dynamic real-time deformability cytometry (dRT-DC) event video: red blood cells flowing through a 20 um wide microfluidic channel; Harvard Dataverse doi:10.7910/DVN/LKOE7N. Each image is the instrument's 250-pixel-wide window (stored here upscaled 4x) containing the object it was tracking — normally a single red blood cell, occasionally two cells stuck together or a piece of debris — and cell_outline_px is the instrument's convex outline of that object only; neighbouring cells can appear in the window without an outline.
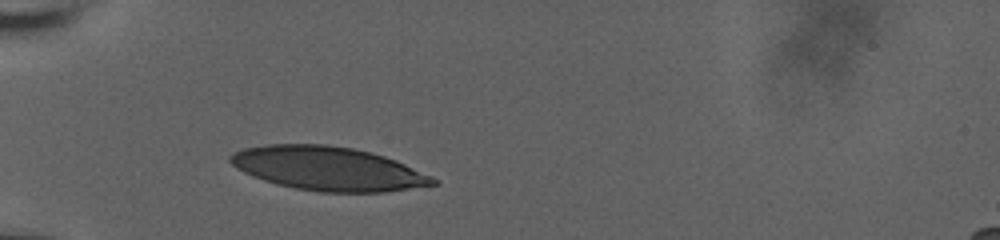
{"species": "human", "species_latin": "Homo sapiens", "temperature_condition": "room temperature", "stored_images_in_passage": 27, "camera_frame_rate_fps": 3000, "um_per_image_px": 0.085, "donor": {"sex": "male"}, "frame": {"image": 1, "passage_image": 1, "time_ms": 0.0, "image_size_px": [1000, 240], "cell_outline_px": [[440, 184], [388, 192], [320, 192], [296, 188], [276, 184], [252, 176], [236, 168], [228, 160], [228, 156], [232, 152], [244, 148], [268, 144], [328, 144], [352, 148], [372, 152], [396, 160], [432, 176], [440, 180]], "centroid_in_image_um": [27.91, 14.33], "position_along_channel_um": 57.1, "area_um2": 52.14}}
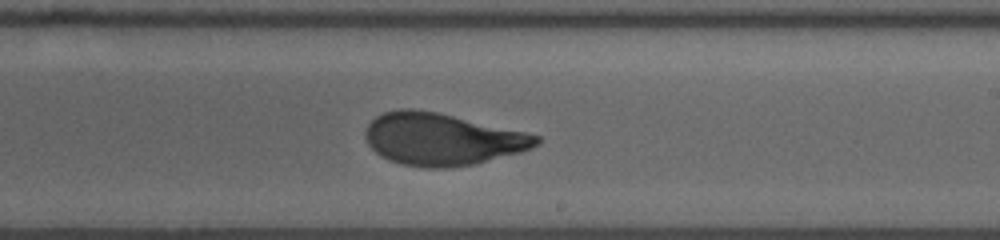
{"frame": {"image": 2, "passage_image": 16, "time_ms": 5.0, "image_size_px": [1000, 240], "cell_outline_px": [[540, 144], [532, 148], [520, 152], [476, 164], [448, 168], [424, 168], [400, 164], [388, 160], [380, 156], [368, 144], [364, 136], [364, 132], [368, 124], [376, 116], [384, 112], [400, 108], [412, 108], [436, 112], [524, 132], [540, 136]], "centroid_in_image_um": [37.53, 11.84], "position_along_channel_um": 251.5, "area_um2": 51.96}}
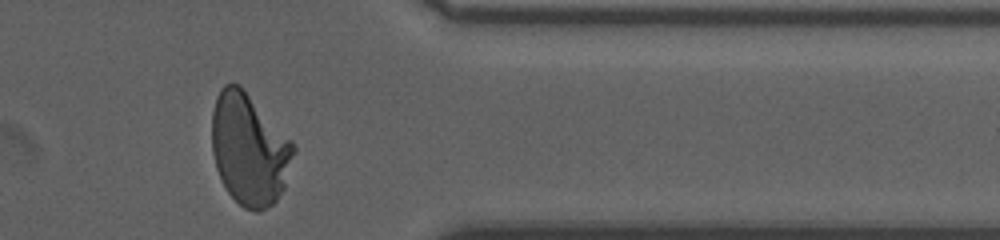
{"frame": {"image": 3, "passage_image": 27, "time_ms": 8.667, "image_size_px": [1000, 240], "cell_outline_px": [[296, 148], [284, 188], [276, 200], [272, 204], [260, 212], [256, 212], [244, 208], [228, 192], [216, 168], [212, 152], [212, 112], [216, 96], [220, 88], [224, 84], [240, 84], [292, 140]], "centroid_in_image_um": [21.19, 12.67], "position_along_channel_um": 390.2, "area_um2": 53.23}}